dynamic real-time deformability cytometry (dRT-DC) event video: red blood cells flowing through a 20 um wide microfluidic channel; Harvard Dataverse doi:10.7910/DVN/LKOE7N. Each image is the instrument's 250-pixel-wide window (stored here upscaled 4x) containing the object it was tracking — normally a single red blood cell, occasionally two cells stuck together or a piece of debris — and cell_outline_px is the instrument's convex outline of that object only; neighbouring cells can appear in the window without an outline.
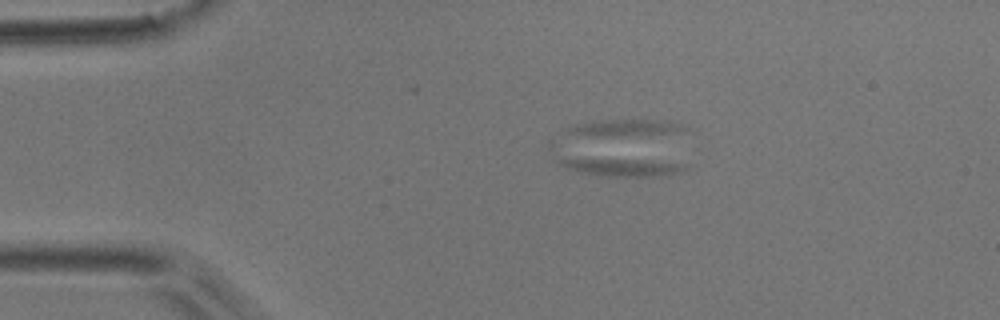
{"species": "common noctule bat (a hibernating species)", "species_latin": "Nyctalus noctula", "temperature_condition": "room temperature", "stored_images_in_passage": 4, "camera_frame_rate_fps": 3000, "um_per_image_px": 0.085, "animal": {"sex": "male", "body_mass_g": 17.9}, "frame": {"image": 1, "passage_image": 1, "time_ms": 0.0, "image_size_px": [1000, 320], "cell_outline_px": [[692, 164], [688, 168], [680, 172], [656, 176], [604, 176], [564, 168], [556, 160], [556, 156], [560, 156], [652, 160]], "centroid_in_image_um": [52.78, 14.14], "position_along_channel_um": 32.2, "area_um2": 13.76}}